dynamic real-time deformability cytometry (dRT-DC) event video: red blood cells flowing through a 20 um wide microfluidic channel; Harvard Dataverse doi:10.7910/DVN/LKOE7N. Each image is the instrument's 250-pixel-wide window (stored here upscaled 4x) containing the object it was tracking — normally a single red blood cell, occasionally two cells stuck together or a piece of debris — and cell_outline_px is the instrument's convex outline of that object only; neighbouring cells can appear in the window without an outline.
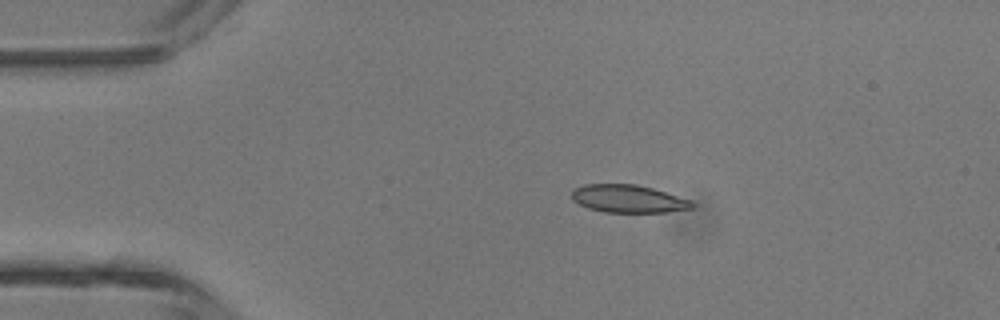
{"species": "common noctule bat (a hibernating species)", "species_latin": "Nyctalus noctula", "temperature_condition": "room temperature", "stored_images_in_passage": 3, "camera_frame_rate_fps": 3000, "um_per_image_px": 0.085, "animal": {"sex": "male", "body_mass_g": 13.3}, "frame": {"image": 1, "passage_image": 2, "time_ms": 1.0, "image_size_px": [1000, 320], "cell_outline_px": [[696, 204], [692, 208], [668, 212], [604, 212], [588, 208], [572, 200], [572, 188], [584, 184], [636, 184], [652, 188], [692, 200]], "centroid_in_image_um": [53.4, 16.89], "position_along_channel_um": 31.6, "area_um2": 19.59}}